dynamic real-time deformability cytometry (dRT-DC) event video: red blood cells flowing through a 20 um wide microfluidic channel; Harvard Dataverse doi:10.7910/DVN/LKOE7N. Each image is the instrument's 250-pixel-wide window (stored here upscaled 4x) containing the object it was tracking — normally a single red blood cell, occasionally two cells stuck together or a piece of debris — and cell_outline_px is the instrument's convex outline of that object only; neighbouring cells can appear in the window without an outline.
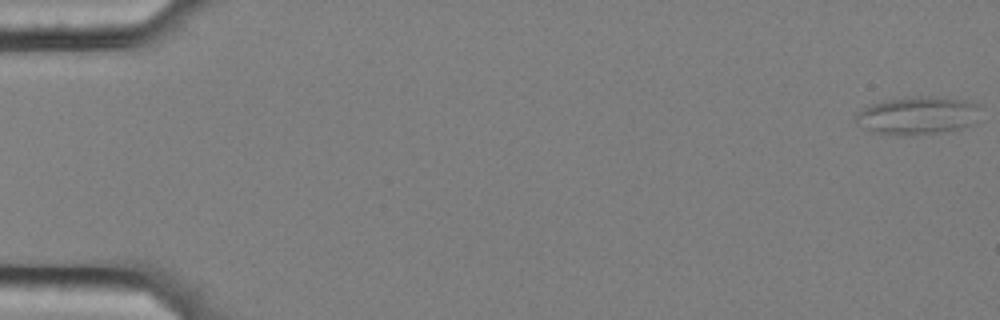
{"species": "common noctule bat (a hibernating species)", "species_latin": "Nyctalus noctula", "temperature_condition": "cold", "stored_images_in_passage": 23, "camera_frame_rate_fps": 3000, "um_per_image_px": 0.085, "animal": {"sex": "female", "body_mass_g": 25.1}, "frame": {"image": 1, "passage_image": 1, "time_ms": 0.0, "image_size_px": [1000, 320], "cell_outline_px": [[980, 104], [976, 124], [960, 128], [936, 132], [908, 136], [872, 132], [856, 124], [856, 112], [872, 104], [888, 100], [916, 96], [932, 96], [964, 100]], "centroid_in_image_um": [78.01, 9.82], "position_along_channel_um": 7.0, "area_um2": 27.51}}
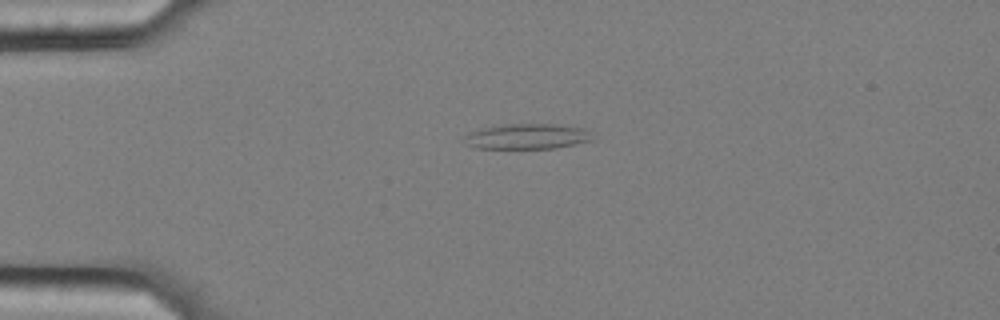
{"frame": {"image": 2, "passage_image": 15, "time_ms": 4.667, "image_size_px": [1000, 320], "cell_outline_px": [[592, 140], [556, 148], [476, 148], [460, 140], [468, 132], [484, 128], [504, 124], [556, 124], [584, 128], [588, 132]], "centroid_in_image_um": [44.75, 11.59], "position_along_channel_um": 40.3, "area_um2": 18.79}}
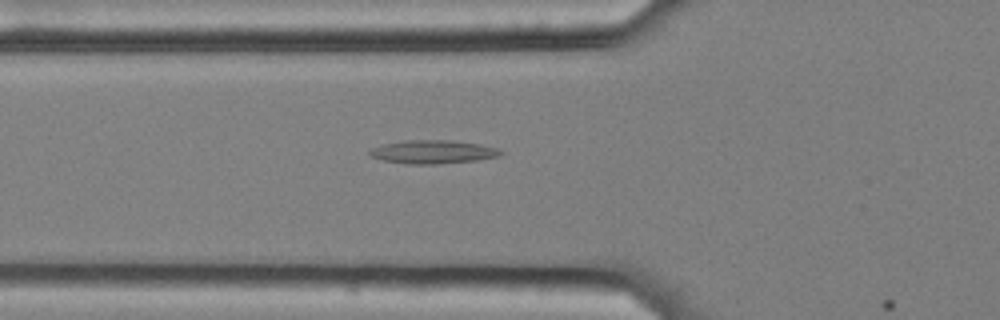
{"frame": {"image": 3, "passage_image": 22, "time_ms": 7.0, "image_size_px": [1000, 320], "cell_outline_px": [[504, 152], [500, 156], [476, 160], [436, 164], [408, 164], [384, 160], [372, 156], [368, 152], [372, 148], [384, 144], [404, 140], [448, 140], [480, 144], [496, 148]], "centroid_in_image_um": [36.81, 12.91], "position_along_channel_um": 89.0, "area_um2": 17.69}}